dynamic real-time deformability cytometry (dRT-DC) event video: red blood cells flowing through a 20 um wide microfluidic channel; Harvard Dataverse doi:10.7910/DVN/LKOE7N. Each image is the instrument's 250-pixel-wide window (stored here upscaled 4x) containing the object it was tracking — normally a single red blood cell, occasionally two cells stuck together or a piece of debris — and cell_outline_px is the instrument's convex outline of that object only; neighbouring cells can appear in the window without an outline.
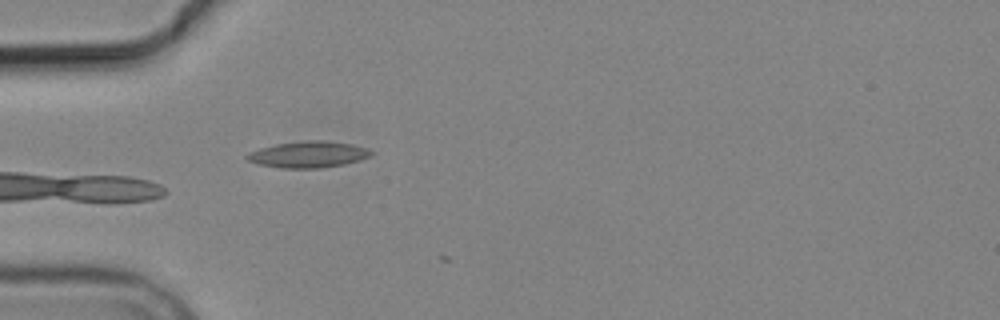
{"species": "common noctule bat (a hibernating species)", "species_latin": "Nyctalus noctula", "temperature_condition": "cold", "stored_images_in_passage": 2, "camera_frame_rate_fps": 3000, "um_per_image_px": 0.085, "animal": {"sex": "male", "body_mass_g": 19.2, "forearm_length_mm": 51.8}, "frame": {"image": 1, "passage_image": 2, "time_ms": 1.0, "image_size_px": [1000, 320], "cell_outline_px": [[376, 152], [360, 160], [344, 164], [320, 168], [280, 168], [260, 164], [248, 160], [244, 156], [248, 152], [260, 148], [276, 144], [308, 140], [324, 140], [352, 144], [368, 148]], "centroid_in_image_um": [26.22, 13.12], "position_along_channel_um": 58.8, "area_um2": 19.07}}